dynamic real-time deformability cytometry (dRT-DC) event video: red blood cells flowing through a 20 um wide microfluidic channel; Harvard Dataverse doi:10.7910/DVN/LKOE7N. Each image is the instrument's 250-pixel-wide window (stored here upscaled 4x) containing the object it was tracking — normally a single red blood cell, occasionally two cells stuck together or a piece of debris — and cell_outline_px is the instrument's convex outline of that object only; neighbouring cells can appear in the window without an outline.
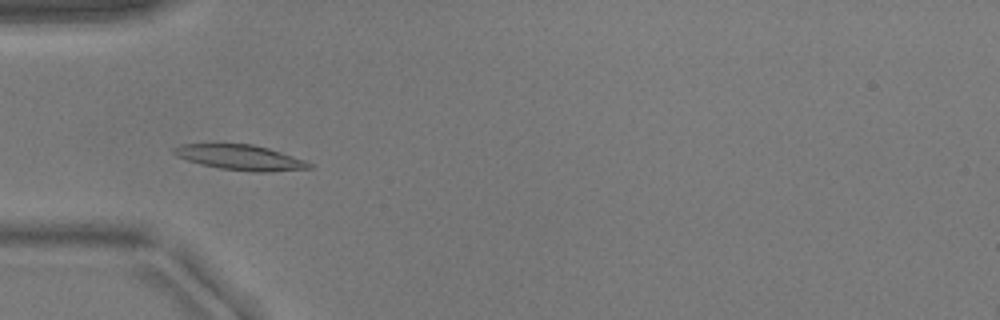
{"species": "common noctule bat (a hibernating species)", "species_latin": "Nyctalus noctula", "temperature_condition": "warm", "stored_images_in_passage": 45, "camera_frame_rate_fps": 3000, "um_per_image_px": 0.085, "animal": {"sex": "male", "body_mass_g": 17.9}, "frame": {"image": 1, "passage_image": 10, "time_ms": 3.0, "image_size_px": [1000, 320], "cell_outline_px": [[312, 168], [268, 172], [252, 172], [220, 168], [200, 164], [176, 156], [172, 152], [172, 148], [180, 144], [252, 144], [268, 148], [304, 160], [312, 164]], "centroid_in_image_um": [20.4, 13.38], "position_along_channel_um": 64.6, "area_um2": 19.77}}
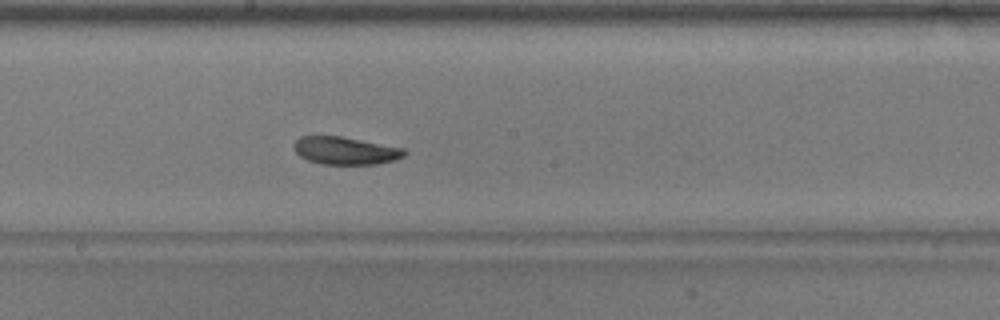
{"frame": {"image": 2, "passage_image": 22, "time_ms": 7.0, "image_size_px": [1000, 320], "cell_outline_px": [[408, 152], [404, 156], [396, 160], [376, 164], [320, 164], [308, 160], [300, 156], [296, 152], [296, 140], [300, 136], [340, 136], [404, 148]], "centroid_in_image_um": [29.4, 12.81], "position_along_channel_um": 218.8, "area_um2": 17.69}}
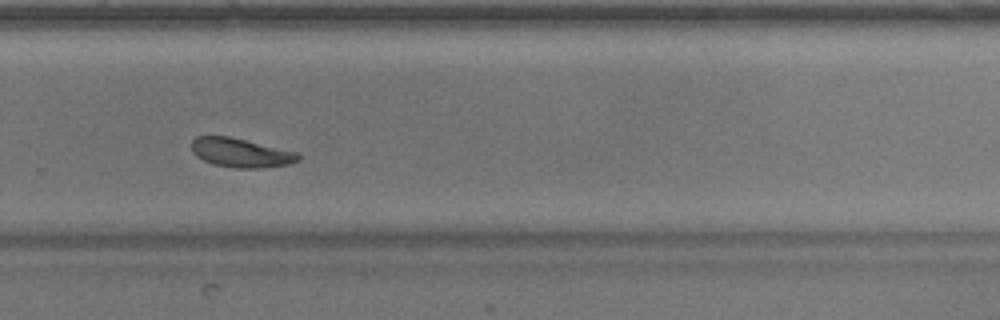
{"frame": {"image": 3, "passage_image": 29, "time_ms": 9.333, "image_size_px": [1000, 320], "cell_outline_px": [[300, 160], [288, 164], [256, 168], [236, 168], [212, 164], [196, 156], [192, 152], [192, 140], [196, 136], [228, 136], [300, 152]], "centroid_in_image_um": [20.48, 12.98], "position_along_channel_um": 309.3, "area_um2": 18.09}}